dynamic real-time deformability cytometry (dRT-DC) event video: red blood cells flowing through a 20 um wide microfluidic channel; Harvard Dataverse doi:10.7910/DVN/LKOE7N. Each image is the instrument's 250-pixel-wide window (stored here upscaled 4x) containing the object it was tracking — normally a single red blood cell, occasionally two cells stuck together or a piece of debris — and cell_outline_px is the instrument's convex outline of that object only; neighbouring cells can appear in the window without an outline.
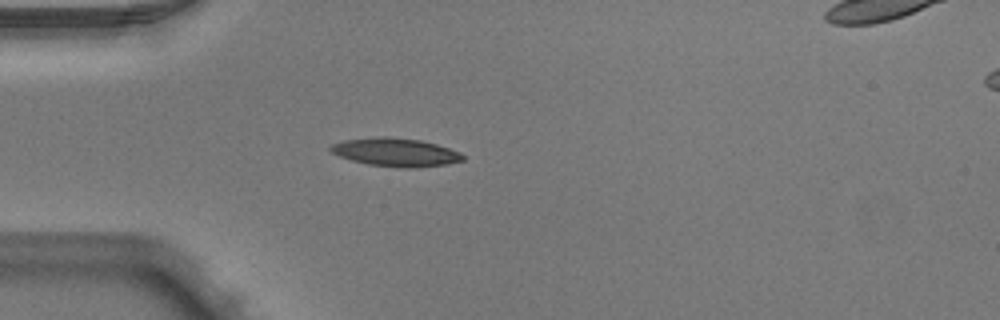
{"species": "Egyptian fruit bat (a non-hibernating species)", "species_latin": "Rousettus aegyptiacus", "temperature_condition": "warm", "stored_images_in_passage": 4, "camera_frame_rate_fps": 3000, "um_per_image_px": 0.085, "animal": {"sex": "male"}, "frame": {"image": 1, "passage_image": 4, "time_ms": 1.0, "image_size_px": [1000, 320], "cell_outline_px": [[464, 160], [448, 164], [416, 168], [400, 168], [368, 164], [352, 160], [340, 156], [332, 152], [328, 148], [332, 144], [344, 140], [380, 136], [384, 136], [420, 140], [436, 144], [460, 152], [464, 156]], "centroid_in_image_um": [33.64, 12.94], "position_along_channel_um": 51.4, "area_um2": 21.79}}